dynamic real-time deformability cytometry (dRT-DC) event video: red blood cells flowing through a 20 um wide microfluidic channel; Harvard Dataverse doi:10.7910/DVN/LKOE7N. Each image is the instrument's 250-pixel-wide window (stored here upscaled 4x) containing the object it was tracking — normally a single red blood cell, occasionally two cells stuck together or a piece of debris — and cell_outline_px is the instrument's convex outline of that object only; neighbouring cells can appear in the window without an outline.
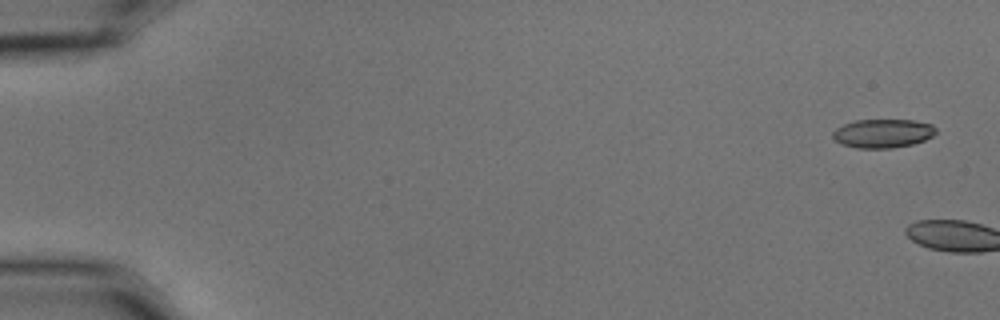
{"species": "common noctule bat (a hibernating species)", "species_latin": "Nyctalus noctula", "temperature_condition": "cold", "stored_images_in_passage": 2, "camera_frame_rate_fps": 3000, "um_per_image_px": 0.085, "animal": {"sex": "male", "body_mass_g": 15.6}, "frame": {"image": 1, "passage_image": 1, "time_ms": 0.0, "image_size_px": [1000, 320], "cell_outline_px": [[936, 132], [932, 136], [924, 140], [912, 144], [892, 148], [856, 148], [840, 144], [832, 136], [832, 132], [836, 128], [844, 124], [856, 120], [912, 120], [932, 124], [936, 128]], "centroid_in_image_um": [75.03, 11.34], "position_along_channel_um": 10.0, "area_um2": 17.28}}